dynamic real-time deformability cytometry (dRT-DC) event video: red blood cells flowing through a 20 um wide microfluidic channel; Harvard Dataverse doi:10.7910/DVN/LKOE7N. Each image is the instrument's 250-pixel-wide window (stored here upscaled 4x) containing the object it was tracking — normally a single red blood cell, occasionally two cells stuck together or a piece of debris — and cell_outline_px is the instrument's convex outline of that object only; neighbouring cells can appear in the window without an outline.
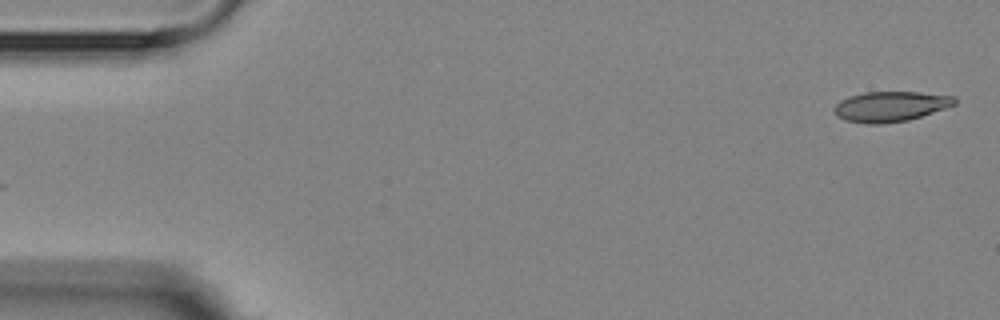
{"species": "Egyptian fruit bat (a non-hibernating species)", "species_latin": "Rousettus aegyptiacus", "temperature_condition": "room temperature", "stored_images_in_passage": 8, "camera_frame_rate_fps": 3000, "um_per_image_px": 0.085, "animal": {"sex": "female"}, "frame": {"image": 1, "passage_image": 1, "time_ms": 0.0, "image_size_px": [1000, 320], "cell_outline_px": [[956, 104], [908, 120], [880, 124], [868, 124], [844, 120], [836, 116], [832, 108], [840, 100], [864, 92], [920, 92], [956, 96]], "centroid_in_image_um": [75.66, 9.05], "position_along_channel_um": 9.3, "area_um2": 21.15}}
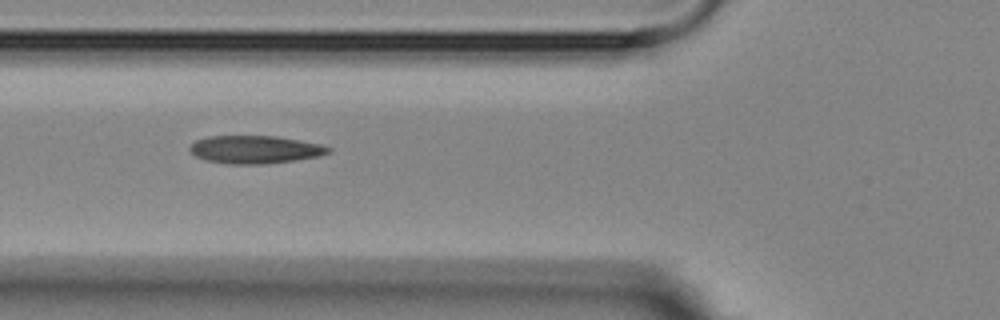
{"frame": {"image": 2, "passage_image": 6, "time_ms": 6.0, "image_size_px": [1000, 320], "cell_outline_px": [[332, 152], [320, 156], [296, 160], [268, 164], [224, 164], [208, 160], [196, 156], [188, 148], [196, 140], [208, 136], [276, 136], [300, 140], [320, 144], [332, 148]], "centroid_in_image_um": [21.72, 12.71], "position_along_channel_um": 104.1, "area_um2": 22.66}}
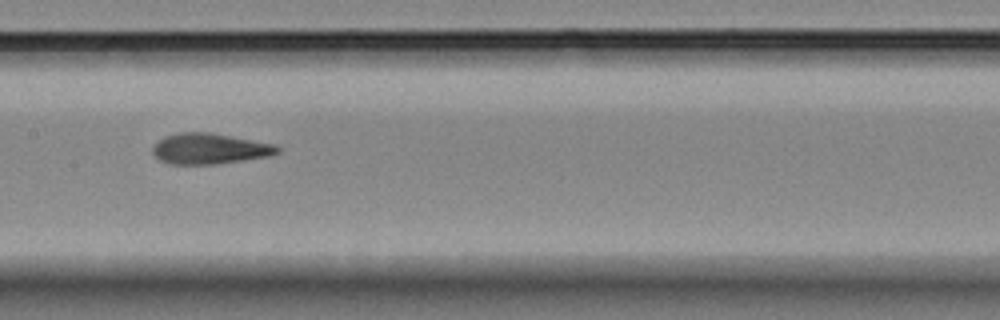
{"frame": {"image": 3, "passage_image": 8, "time_ms": 8.333, "image_size_px": [1000, 320], "cell_outline_px": [[280, 152], [268, 156], [216, 164], [168, 164], [160, 160], [152, 152], [152, 148], [164, 136], [176, 132], [208, 132], [232, 136], [276, 144], [280, 148]], "centroid_in_image_um": [17.82, 12.63], "position_along_channel_um": 189.6, "area_um2": 22.31}}